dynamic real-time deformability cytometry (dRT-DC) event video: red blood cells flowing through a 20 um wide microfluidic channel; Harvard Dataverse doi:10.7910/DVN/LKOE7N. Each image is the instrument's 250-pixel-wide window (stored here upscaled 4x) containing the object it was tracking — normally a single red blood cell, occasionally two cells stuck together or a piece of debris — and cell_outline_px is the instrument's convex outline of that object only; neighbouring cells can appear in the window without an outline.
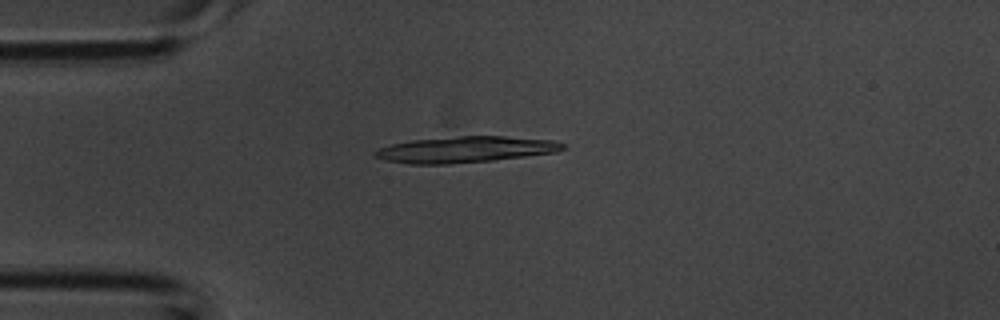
{"species": "common noctule bat (a hibernating species)", "species_latin": "Nyctalus noctula", "temperature_condition": "room temperature", "stored_images_in_passage": 1, "camera_frame_rate_fps": 3000, "um_per_image_px": 0.085, "animal": {"sex": "male", "body_mass_g": 20.1, "forearm_length_mm": 53.5}, "frame": {"image": 1, "passage_image": 1, "time_ms": 0.0, "image_size_px": [1000, 320], "cell_outline_px": [[564, 148], [556, 152], [492, 160], [448, 164], [412, 164], [388, 160], [376, 156], [372, 152], [380, 148], [392, 144], [412, 140], [460, 136], [504, 136], [552, 140], [564, 144]], "centroid_in_image_um": [39.56, 12.7], "position_along_channel_um": 45.4, "area_um2": 28.09}}